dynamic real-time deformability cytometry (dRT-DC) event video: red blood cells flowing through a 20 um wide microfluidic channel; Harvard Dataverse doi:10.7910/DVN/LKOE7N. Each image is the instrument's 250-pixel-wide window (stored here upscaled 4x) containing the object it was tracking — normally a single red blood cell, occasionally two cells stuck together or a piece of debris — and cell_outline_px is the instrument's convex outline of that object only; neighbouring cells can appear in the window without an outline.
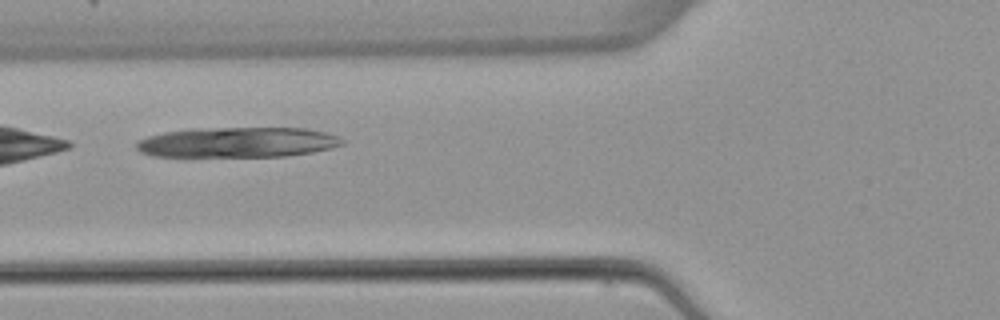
{"species": "common noctule bat (a hibernating species)", "species_latin": "Nyctalus noctula", "temperature_condition": "warm", "stored_images_in_passage": 7, "camera_frame_rate_fps": 3000, "um_per_image_px": 0.085, "animal": {"sex": "female", "body_mass_g": 22.7, "forearm_length_mm": 54.2}, "frame": {"image": 1, "passage_image": 5, "time_ms": 5.667, "image_size_px": [1000, 320], "cell_outline_px": [[344, 144], [332, 148], [312, 152], [284, 156], [152, 156], [140, 152], [136, 148], [136, 144], [140, 140], [148, 136], [164, 132], [192, 128], [304, 128], [324, 132], [340, 136], [344, 140]], "centroid_in_image_um": [20.21, 12.09], "position_along_channel_um": 105.6, "area_um2": 36.24}}